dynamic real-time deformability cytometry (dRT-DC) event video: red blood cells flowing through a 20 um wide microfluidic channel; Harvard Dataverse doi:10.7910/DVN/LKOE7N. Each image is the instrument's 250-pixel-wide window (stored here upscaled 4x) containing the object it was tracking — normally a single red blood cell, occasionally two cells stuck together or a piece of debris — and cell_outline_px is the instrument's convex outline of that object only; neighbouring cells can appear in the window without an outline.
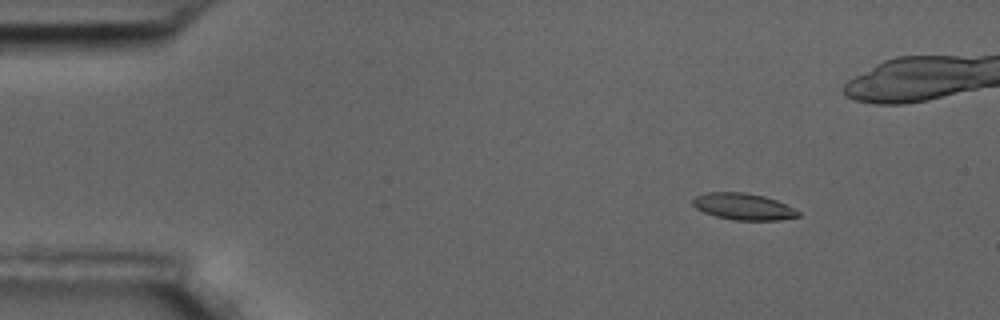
{"species": "common noctule bat (a hibernating species)", "species_latin": "Nyctalus noctula", "temperature_condition": "room temperature", "stored_images_in_passage": 9, "camera_frame_rate_fps": 3000, "um_per_image_px": 0.085, "animal": {"sex": "male", "body_mass_g": 17.5, "forearm_length_mm": 52.3}, "frame": {"image": 1, "passage_image": 1, "time_ms": 0.0, "image_size_px": [1000, 320], "cell_outline_px": [[800, 216], [780, 220], [732, 220], [716, 216], [704, 212], [696, 208], [692, 204], [692, 200], [696, 196], [708, 192], [744, 192], [764, 196], [776, 200], [800, 212]], "centroid_in_image_um": [63.17, 17.56], "position_along_channel_um": 21.8, "area_um2": 16.24}}
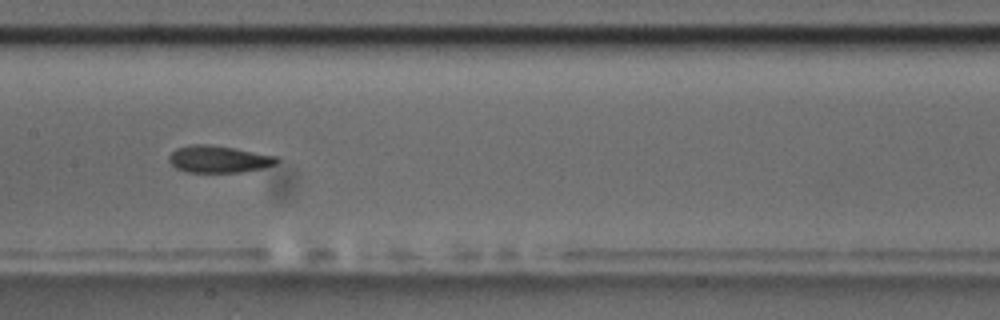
{"frame": {"image": 2, "passage_image": 7, "time_ms": 7.0, "image_size_px": [1000, 320], "cell_outline_px": [[280, 160], [276, 164], [264, 168], [240, 172], [188, 172], [176, 168], [168, 160], [168, 156], [176, 148], [192, 144], [208, 144], [232, 148], [276, 156]], "centroid_in_image_um": [18.58, 13.53], "position_along_channel_um": 188.8, "area_um2": 16.88}}
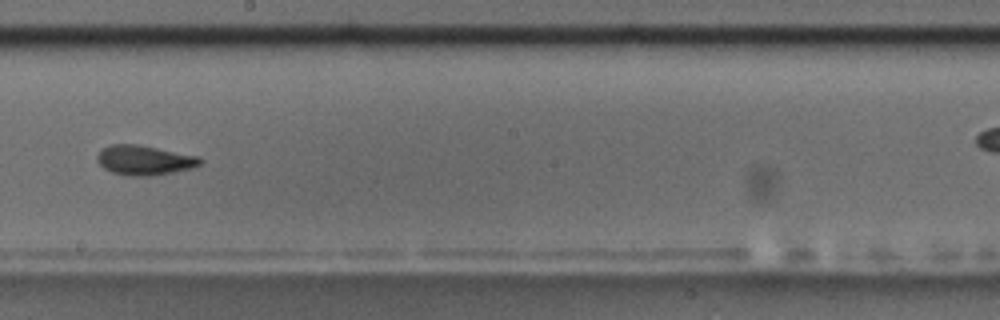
{"frame": {"image": 3, "passage_image": 8, "time_ms": 8.333, "image_size_px": [1000, 320], "cell_outline_px": [[204, 160], [200, 164], [192, 168], [172, 172], [148, 176], [128, 176], [112, 172], [104, 168], [96, 160], [96, 156], [100, 148], [108, 144], [136, 144], [200, 156]], "centroid_in_image_um": [12.24, 13.6], "position_along_channel_um": 236.0, "area_um2": 17.98}}